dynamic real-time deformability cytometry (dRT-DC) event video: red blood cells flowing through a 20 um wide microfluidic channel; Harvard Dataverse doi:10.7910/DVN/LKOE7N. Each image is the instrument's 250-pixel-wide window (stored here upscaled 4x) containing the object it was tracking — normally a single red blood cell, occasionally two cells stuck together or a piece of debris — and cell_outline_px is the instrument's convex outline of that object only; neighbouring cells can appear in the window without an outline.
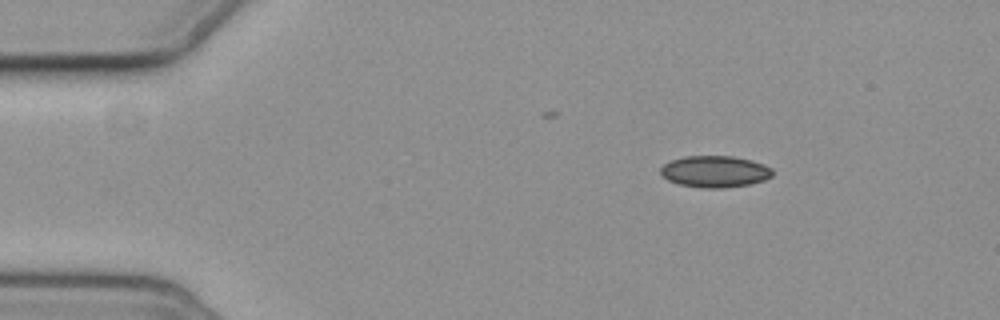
{"species": "common noctule bat (a hibernating species)", "species_latin": "Nyctalus noctula", "temperature_condition": "cold", "stored_images_in_passage": 13, "camera_frame_rate_fps": 3000, "um_per_image_px": 0.085, "animal": {"sex": "female", "body_mass_g": 19.3, "forearm_length_mm": 54.1}, "frame": {"image": 1, "passage_image": 1, "time_ms": 0.0, "image_size_px": [1000, 320], "cell_outline_px": [[772, 176], [764, 180], [748, 184], [724, 188], [704, 188], [680, 184], [668, 180], [660, 172], [660, 168], [664, 164], [672, 160], [684, 156], [732, 156], [752, 160], [764, 164], [772, 168]], "centroid_in_image_um": [60.78, 14.57], "position_along_channel_um": 24.2, "area_um2": 20.52}}
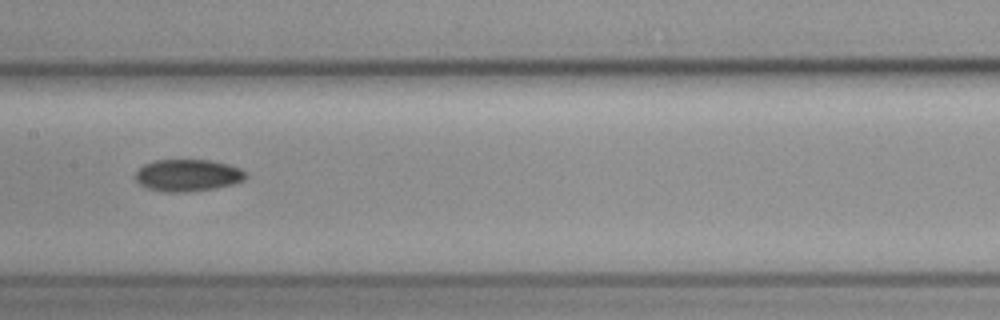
{"frame": {"image": 2, "passage_image": 6, "time_ms": 6.667, "image_size_px": [1000, 320], "cell_outline_px": [[248, 176], [244, 180], [232, 184], [212, 188], [184, 192], [164, 192], [144, 188], [136, 184], [132, 176], [144, 164], [156, 160], [208, 160], [228, 164], [240, 168]], "centroid_in_image_um": [15.88, 14.91], "position_along_channel_um": 191.5, "area_um2": 20.75}}
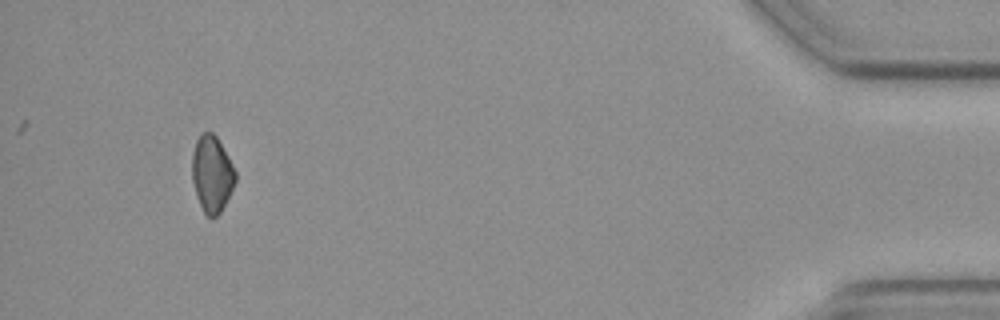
{"frame": {"image": 3, "passage_image": 12, "time_ms": 15.0, "image_size_px": [1000, 320], "cell_outline_px": [[236, 180], [220, 212], [212, 220], [204, 212], [196, 196], [192, 180], [192, 152], [196, 140], [200, 132], [212, 132], [216, 136], [228, 156], [236, 172]], "centroid_in_image_um": [17.99, 14.76], "position_along_channel_um": 417.2, "area_um2": 19.25}, "authors_computed_cell_mechanics": {"area_um2": 20.519, "velocity_mm_per_s": 3.6477, "shape_relaxation_time_tau1_ms": null, "shape_relaxation_time_tau2_ms": 8.416, "deformation_change_tau1": null, "deformation_change_tau2": 0.1024}}